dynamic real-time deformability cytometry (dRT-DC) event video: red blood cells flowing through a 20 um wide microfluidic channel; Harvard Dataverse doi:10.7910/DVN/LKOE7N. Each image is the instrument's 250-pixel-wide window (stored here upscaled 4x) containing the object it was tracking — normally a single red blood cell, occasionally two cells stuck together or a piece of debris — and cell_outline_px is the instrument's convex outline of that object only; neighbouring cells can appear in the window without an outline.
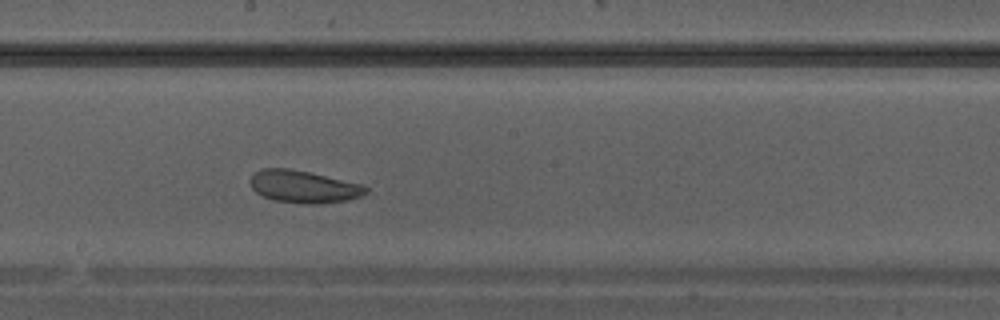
{"species": "Egyptian fruit bat (a non-hibernating species)", "species_latin": "Rousettus aegyptiacus", "temperature_condition": "warm", "stored_images_in_passage": 31, "camera_frame_rate_fps": 3000, "um_per_image_px": 0.085, "animal": {"sex": "male"}, "frame": {"image": 1, "passage_image": 14, "time_ms": 4.333, "image_size_px": [1000, 320], "cell_outline_px": [[368, 192], [364, 196], [344, 200], [316, 204], [308, 204], [276, 200], [264, 196], [256, 192], [252, 188], [252, 172], [260, 168], [288, 168], [308, 172], [364, 184], [368, 188]], "centroid_in_image_um": [25.84, 15.85], "position_along_channel_um": 222.4, "area_um2": 21.68}}